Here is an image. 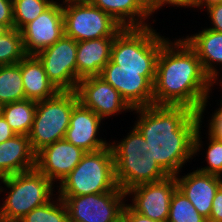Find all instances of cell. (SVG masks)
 Wrapping results in <instances>:
<instances>
[{"label": "cell", "mask_w": 222, "mask_h": 222, "mask_svg": "<svg viewBox=\"0 0 222 222\" xmlns=\"http://www.w3.org/2000/svg\"><path fill=\"white\" fill-rule=\"evenodd\" d=\"M59 187V196H82L115 190L118 185L110 145L98 151L86 152Z\"/></svg>", "instance_id": "3957f363"}, {"label": "cell", "mask_w": 222, "mask_h": 222, "mask_svg": "<svg viewBox=\"0 0 222 222\" xmlns=\"http://www.w3.org/2000/svg\"><path fill=\"white\" fill-rule=\"evenodd\" d=\"M77 42L65 34L52 46L39 51L49 81L58 91H75L77 86Z\"/></svg>", "instance_id": "30bf717a"}, {"label": "cell", "mask_w": 222, "mask_h": 222, "mask_svg": "<svg viewBox=\"0 0 222 222\" xmlns=\"http://www.w3.org/2000/svg\"><path fill=\"white\" fill-rule=\"evenodd\" d=\"M121 222H161L155 221L135 212L129 205H125L122 212Z\"/></svg>", "instance_id": "d590c367"}, {"label": "cell", "mask_w": 222, "mask_h": 222, "mask_svg": "<svg viewBox=\"0 0 222 222\" xmlns=\"http://www.w3.org/2000/svg\"><path fill=\"white\" fill-rule=\"evenodd\" d=\"M220 104L221 107L212 115L208 131L217 140H222V102Z\"/></svg>", "instance_id": "d6a6232c"}, {"label": "cell", "mask_w": 222, "mask_h": 222, "mask_svg": "<svg viewBox=\"0 0 222 222\" xmlns=\"http://www.w3.org/2000/svg\"><path fill=\"white\" fill-rule=\"evenodd\" d=\"M35 112L36 102L28 99L0 107V114L16 135L28 136L33 125Z\"/></svg>", "instance_id": "603a6c76"}, {"label": "cell", "mask_w": 222, "mask_h": 222, "mask_svg": "<svg viewBox=\"0 0 222 222\" xmlns=\"http://www.w3.org/2000/svg\"><path fill=\"white\" fill-rule=\"evenodd\" d=\"M78 103L75 91H59L50 99L36 102L34 121L28 134L35 153L65 138L73 108Z\"/></svg>", "instance_id": "8992f818"}, {"label": "cell", "mask_w": 222, "mask_h": 222, "mask_svg": "<svg viewBox=\"0 0 222 222\" xmlns=\"http://www.w3.org/2000/svg\"><path fill=\"white\" fill-rule=\"evenodd\" d=\"M19 222H69L68 210L64 201L58 197L56 204L49 201L36 207Z\"/></svg>", "instance_id": "83f0119b"}, {"label": "cell", "mask_w": 222, "mask_h": 222, "mask_svg": "<svg viewBox=\"0 0 222 222\" xmlns=\"http://www.w3.org/2000/svg\"><path fill=\"white\" fill-rule=\"evenodd\" d=\"M222 3V0H192V7H200L203 5L207 6L206 8Z\"/></svg>", "instance_id": "74e56055"}, {"label": "cell", "mask_w": 222, "mask_h": 222, "mask_svg": "<svg viewBox=\"0 0 222 222\" xmlns=\"http://www.w3.org/2000/svg\"><path fill=\"white\" fill-rule=\"evenodd\" d=\"M207 9L213 24V27L208 29L222 33V3L210 6Z\"/></svg>", "instance_id": "836d02e7"}, {"label": "cell", "mask_w": 222, "mask_h": 222, "mask_svg": "<svg viewBox=\"0 0 222 222\" xmlns=\"http://www.w3.org/2000/svg\"><path fill=\"white\" fill-rule=\"evenodd\" d=\"M185 40L197 53L203 71L216 83L219 75L212 64H222V33L206 28Z\"/></svg>", "instance_id": "44dd1931"}, {"label": "cell", "mask_w": 222, "mask_h": 222, "mask_svg": "<svg viewBox=\"0 0 222 222\" xmlns=\"http://www.w3.org/2000/svg\"><path fill=\"white\" fill-rule=\"evenodd\" d=\"M88 1L93 6L112 16L123 28H144L149 26L144 22L149 17V14L142 0Z\"/></svg>", "instance_id": "7402d4cb"}, {"label": "cell", "mask_w": 222, "mask_h": 222, "mask_svg": "<svg viewBox=\"0 0 222 222\" xmlns=\"http://www.w3.org/2000/svg\"><path fill=\"white\" fill-rule=\"evenodd\" d=\"M169 41L163 44L158 56L153 105L185 106L199 113L202 119L214 83L185 39Z\"/></svg>", "instance_id": "7a4b0ae2"}, {"label": "cell", "mask_w": 222, "mask_h": 222, "mask_svg": "<svg viewBox=\"0 0 222 222\" xmlns=\"http://www.w3.org/2000/svg\"><path fill=\"white\" fill-rule=\"evenodd\" d=\"M135 128L145 138V153L169 175H178L184 163L200 151L199 113L185 106L135 108Z\"/></svg>", "instance_id": "6da1fadb"}, {"label": "cell", "mask_w": 222, "mask_h": 222, "mask_svg": "<svg viewBox=\"0 0 222 222\" xmlns=\"http://www.w3.org/2000/svg\"><path fill=\"white\" fill-rule=\"evenodd\" d=\"M65 35L76 42L115 37L123 27L109 14L88 0H64Z\"/></svg>", "instance_id": "52a82bcc"}, {"label": "cell", "mask_w": 222, "mask_h": 222, "mask_svg": "<svg viewBox=\"0 0 222 222\" xmlns=\"http://www.w3.org/2000/svg\"><path fill=\"white\" fill-rule=\"evenodd\" d=\"M75 93L82 106L91 109L102 119L121 110L133 111L120 93L99 76H89L79 80Z\"/></svg>", "instance_id": "7c38bea8"}, {"label": "cell", "mask_w": 222, "mask_h": 222, "mask_svg": "<svg viewBox=\"0 0 222 222\" xmlns=\"http://www.w3.org/2000/svg\"><path fill=\"white\" fill-rule=\"evenodd\" d=\"M0 23L9 29L14 28L12 0H0Z\"/></svg>", "instance_id": "1f68e13d"}, {"label": "cell", "mask_w": 222, "mask_h": 222, "mask_svg": "<svg viewBox=\"0 0 222 222\" xmlns=\"http://www.w3.org/2000/svg\"><path fill=\"white\" fill-rule=\"evenodd\" d=\"M121 142L111 143L113 158H142L145 153V138L134 127ZM116 144V145H115Z\"/></svg>", "instance_id": "f1b7e54d"}, {"label": "cell", "mask_w": 222, "mask_h": 222, "mask_svg": "<svg viewBox=\"0 0 222 222\" xmlns=\"http://www.w3.org/2000/svg\"><path fill=\"white\" fill-rule=\"evenodd\" d=\"M209 135V146L206 152V160L209 166L197 168L202 173H208L221 177L222 175V140H217L212 135Z\"/></svg>", "instance_id": "f546056e"}, {"label": "cell", "mask_w": 222, "mask_h": 222, "mask_svg": "<svg viewBox=\"0 0 222 222\" xmlns=\"http://www.w3.org/2000/svg\"><path fill=\"white\" fill-rule=\"evenodd\" d=\"M53 0H12L14 28L21 30L26 24L38 18Z\"/></svg>", "instance_id": "4316f807"}, {"label": "cell", "mask_w": 222, "mask_h": 222, "mask_svg": "<svg viewBox=\"0 0 222 222\" xmlns=\"http://www.w3.org/2000/svg\"><path fill=\"white\" fill-rule=\"evenodd\" d=\"M36 166V153L28 136L15 135L0 143V179L26 172Z\"/></svg>", "instance_id": "ac0fdd59"}, {"label": "cell", "mask_w": 222, "mask_h": 222, "mask_svg": "<svg viewBox=\"0 0 222 222\" xmlns=\"http://www.w3.org/2000/svg\"><path fill=\"white\" fill-rule=\"evenodd\" d=\"M26 55L20 30L9 29L0 37V66L17 64Z\"/></svg>", "instance_id": "d4e9b609"}, {"label": "cell", "mask_w": 222, "mask_h": 222, "mask_svg": "<svg viewBox=\"0 0 222 222\" xmlns=\"http://www.w3.org/2000/svg\"><path fill=\"white\" fill-rule=\"evenodd\" d=\"M175 175L177 187L196 210L207 220L212 211V202L217 190L222 186V177L195 170L182 178Z\"/></svg>", "instance_id": "2e32d148"}, {"label": "cell", "mask_w": 222, "mask_h": 222, "mask_svg": "<svg viewBox=\"0 0 222 222\" xmlns=\"http://www.w3.org/2000/svg\"><path fill=\"white\" fill-rule=\"evenodd\" d=\"M113 160L117 185L124 192L136 185L158 182L169 176L155 160H151L148 156L113 158Z\"/></svg>", "instance_id": "e0dca14e"}, {"label": "cell", "mask_w": 222, "mask_h": 222, "mask_svg": "<svg viewBox=\"0 0 222 222\" xmlns=\"http://www.w3.org/2000/svg\"><path fill=\"white\" fill-rule=\"evenodd\" d=\"M156 70H119L111 60L99 77L111 84L132 108L153 105V83Z\"/></svg>", "instance_id": "9c48e42d"}, {"label": "cell", "mask_w": 222, "mask_h": 222, "mask_svg": "<svg viewBox=\"0 0 222 222\" xmlns=\"http://www.w3.org/2000/svg\"><path fill=\"white\" fill-rule=\"evenodd\" d=\"M167 222H208L178 188L171 199Z\"/></svg>", "instance_id": "484cf974"}, {"label": "cell", "mask_w": 222, "mask_h": 222, "mask_svg": "<svg viewBox=\"0 0 222 222\" xmlns=\"http://www.w3.org/2000/svg\"><path fill=\"white\" fill-rule=\"evenodd\" d=\"M166 41L150 26L123 28L114 38L111 61L119 70H156L161 47Z\"/></svg>", "instance_id": "5b68a950"}, {"label": "cell", "mask_w": 222, "mask_h": 222, "mask_svg": "<svg viewBox=\"0 0 222 222\" xmlns=\"http://www.w3.org/2000/svg\"><path fill=\"white\" fill-rule=\"evenodd\" d=\"M0 180L10 190L0 206V222H19L53 199V183L36 168Z\"/></svg>", "instance_id": "277c9868"}, {"label": "cell", "mask_w": 222, "mask_h": 222, "mask_svg": "<svg viewBox=\"0 0 222 222\" xmlns=\"http://www.w3.org/2000/svg\"><path fill=\"white\" fill-rule=\"evenodd\" d=\"M115 37L77 42V83L89 76H99L111 60V49Z\"/></svg>", "instance_id": "d6986e66"}, {"label": "cell", "mask_w": 222, "mask_h": 222, "mask_svg": "<svg viewBox=\"0 0 222 222\" xmlns=\"http://www.w3.org/2000/svg\"><path fill=\"white\" fill-rule=\"evenodd\" d=\"M86 152L65 138L45 146L36 153L35 168L52 183L62 181L81 161Z\"/></svg>", "instance_id": "5bb4252c"}, {"label": "cell", "mask_w": 222, "mask_h": 222, "mask_svg": "<svg viewBox=\"0 0 222 222\" xmlns=\"http://www.w3.org/2000/svg\"><path fill=\"white\" fill-rule=\"evenodd\" d=\"M126 192L113 191L82 196H59L68 210L69 222H121Z\"/></svg>", "instance_id": "ba28073f"}, {"label": "cell", "mask_w": 222, "mask_h": 222, "mask_svg": "<svg viewBox=\"0 0 222 222\" xmlns=\"http://www.w3.org/2000/svg\"><path fill=\"white\" fill-rule=\"evenodd\" d=\"M25 97L35 102L54 97L59 91L49 81L42 62L36 55L20 61Z\"/></svg>", "instance_id": "ffe728a7"}, {"label": "cell", "mask_w": 222, "mask_h": 222, "mask_svg": "<svg viewBox=\"0 0 222 222\" xmlns=\"http://www.w3.org/2000/svg\"><path fill=\"white\" fill-rule=\"evenodd\" d=\"M9 30V28L5 25H3L2 23H0V37L6 33Z\"/></svg>", "instance_id": "f35d334b"}, {"label": "cell", "mask_w": 222, "mask_h": 222, "mask_svg": "<svg viewBox=\"0 0 222 222\" xmlns=\"http://www.w3.org/2000/svg\"><path fill=\"white\" fill-rule=\"evenodd\" d=\"M101 120L103 119L91 109L78 103L73 108L65 139L85 152H94L108 147L110 145L108 142L96 137Z\"/></svg>", "instance_id": "9a60e30c"}, {"label": "cell", "mask_w": 222, "mask_h": 222, "mask_svg": "<svg viewBox=\"0 0 222 222\" xmlns=\"http://www.w3.org/2000/svg\"><path fill=\"white\" fill-rule=\"evenodd\" d=\"M175 176H168L158 182L143 183L126 191L133 195V204L129 205L135 212L155 221L167 222L169 208L174 191L177 189Z\"/></svg>", "instance_id": "8fae6325"}, {"label": "cell", "mask_w": 222, "mask_h": 222, "mask_svg": "<svg viewBox=\"0 0 222 222\" xmlns=\"http://www.w3.org/2000/svg\"><path fill=\"white\" fill-rule=\"evenodd\" d=\"M142 2L149 16L166 4L175 5L177 7H192V0H142Z\"/></svg>", "instance_id": "4dcf8cb0"}, {"label": "cell", "mask_w": 222, "mask_h": 222, "mask_svg": "<svg viewBox=\"0 0 222 222\" xmlns=\"http://www.w3.org/2000/svg\"><path fill=\"white\" fill-rule=\"evenodd\" d=\"M23 46L27 55L52 46L64 34L62 4L53 2L38 18L26 24L21 30Z\"/></svg>", "instance_id": "4fadbf2b"}, {"label": "cell", "mask_w": 222, "mask_h": 222, "mask_svg": "<svg viewBox=\"0 0 222 222\" xmlns=\"http://www.w3.org/2000/svg\"><path fill=\"white\" fill-rule=\"evenodd\" d=\"M16 134L15 132L10 128L7 121L4 119V117L0 114V143L11 139Z\"/></svg>", "instance_id": "8d00e7d4"}, {"label": "cell", "mask_w": 222, "mask_h": 222, "mask_svg": "<svg viewBox=\"0 0 222 222\" xmlns=\"http://www.w3.org/2000/svg\"><path fill=\"white\" fill-rule=\"evenodd\" d=\"M208 222H222V186L217 190L212 202V211Z\"/></svg>", "instance_id": "e575fe53"}, {"label": "cell", "mask_w": 222, "mask_h": 222, "mask_svg": "<svg viewBox=\"0 0 222 222\" xmlns=\"http://www.w3.org/2000/svg\"><path fill=\"white\" fill-rule=\"evenodd\" d=\"M25 99L20 62L0 66V107Z\"/></svg>", "instance_id": "cb8c5ba5"}]
</instances>
